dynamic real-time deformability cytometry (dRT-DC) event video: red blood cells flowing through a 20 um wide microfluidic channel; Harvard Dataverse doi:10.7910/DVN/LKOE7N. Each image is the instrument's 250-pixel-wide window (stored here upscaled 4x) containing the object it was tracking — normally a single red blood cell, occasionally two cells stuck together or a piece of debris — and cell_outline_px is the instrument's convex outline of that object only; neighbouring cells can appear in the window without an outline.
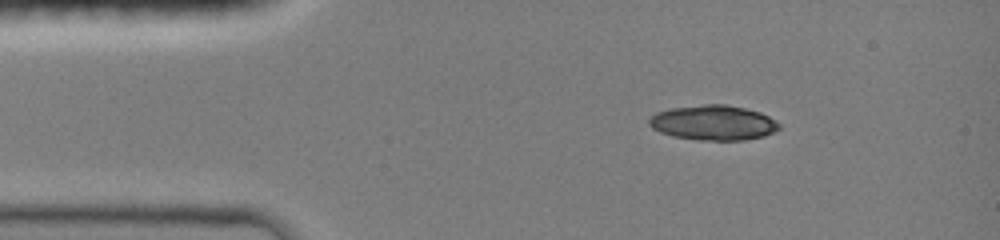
{"species": "common noctule bat (a hibernating species)", "species_latin": "Nyctalus noctula", "temperature_condition": "room temperature", "stored_images_in_passage": 7, "camera_frame_rate_fps": 3000, "um_per_image_px": 0.085, "animal": {"sex": "female", "body_mass_g": 19.0, "forearm_length_mm": 51.5}, "frame": {"image": 1, "passage_image": 2, "time_ms": 0.667, "image_size_px": [1000, 240], "cell_outline_px": [[780, 128], [764, 136], [744, 140], [700, 140], [672, 136], [660, 132], [652, 128], [648, 124], [648, 120], [656, 112], [672, 108], [704, 104], [724, 104], [744, 108], [760, 112], [768, 116], [780, 124]], "centroid_in_image_um": [60.62, 10.43], "position_along_channel_um": 24.4, "area_um2": 26.41}}
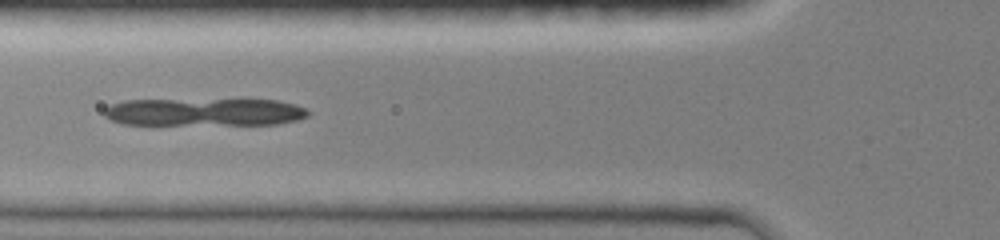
{"frame": {"image": 2, "passage_image": 6, "time_ms": 4.0, "image_size_px": [1000, 240], "cell_outline_px": [[308, 116], [296, 120], [276, 124], [124, 124], [112, 120], [104, 116], [104, 108], [112, 104], [124, 100], [276, 100], [296, 104], [304, 108], [308, 112]], "centroid_in_image_um": [17.35, 9.52], "position_along_channel_um": 108.4, "area_um2": 32.6}}